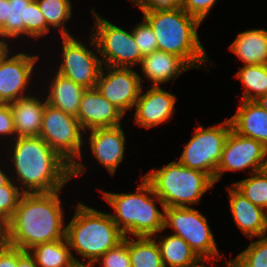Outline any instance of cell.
Listing matches in <instances>:
<instances>
[{"mask_svg":"<svg viewBox=\"0 0 267 267\" xmlns=\"http://www.w3.org/2000/svg\"><path fill=\"white\" fill-rule=\"evenodd\" d=\"M60 192L22 195L7 223L10 246L28 251L35 245L65 238L66 223Z\"/></svg>","mask_w":267,"mask_h":267,"instance_id":"1","label":"cell"},{"mask_svg":"<svg viewBox=\"0 0 267 267\" xmlns=\"http://www.w3.org/2000/svg\"><path fill=\"white\" fill-rule=\"evenodd\" d=\"M10 148V161L24 194L51 193L61 190L72 178V166L41 137L16 138ZM20 184V185H19Z\"/></svg>","mask_w":267,"mask_h":267,"instance_id":"2","label":"cell"},{"mask_svg":"<svg viewBox=\"0 0 267 267\" xmlns=\"http://www.w3.org/2000/svg\"><path fill=\"white\" fill-rule=\"evenodd\" d=\"M150 24L159 51L182 58L192 69L208 63L209 57L198 37L201 22L181 6L137 5Z\"/></svg>","mask_w":267,"mask_h":267,"instance_id":"3","label":"cell"},{"mask_svg":"<svg viewBox=\"0 0 267 267\" xmlns=\"http://www.w3.org/2000/svg\"><path fill=\"white\" fill-rule=\"evenodd\" d=\"M141 181L136 192L132 193L100 191L113 208L114 213H110V216L125 237L154 236L165 231V205L144 177ZM156 203H160L163 212L157 208Z\"/></svg>","mask_w":267,"mask_h":267,"instance_id":"4","label":"cell"},{"mask_svg":"<svg viewBox=\"0 0 267 267\" xmlns=\"http://www.w3.org/2000/svg\"><path fill=\"white\" fill-rule=\"evenodd\" d=\"M75 209L66 225L65 237L71 250L84 258L81 267H91L104 253L124 241L125 235L110 213L98 211L81 202Z\"/></svg>","mask_w":267,"mask_h":267,"instance_id":"5","label":"cell"},{"mask_svg":"<svg viewBox=\"0 0 267 267\" xmlns=\"http://www.w3.org/2000/svg\"><path fill=\"white\" fill-rule=\"evenodd\" d=\"M153 187L165 207H190L199 203L203 194L214 187V180L206 173L172 161L143 176Z\"/></svg>","mask_w":267,"mask_h":267,"instance_id":"6","label":"cell"},{"mask_svg":"<svg viewBox=\"0 0 267 267\" xmlns=\"http://www.w3.org/2000/svg\"><path fill=\"white\" fill-rule=\"evenodd\" d=\"M83 133L77 117L46 103L39 137L72 166V178L86 168L76 160H82Z\"/></svg>","mask_w":267,"mask_h":267,"instance_id":"7","label":"cell"},{"mask_svg":"<svg viewBox=\"0 0 267 267\" xmlns=\"http://www.w3.org/2000/svg\"><path fill=\"white\" fill-rule=\"evenodd\" d=\"M91 11L95 22L89 34L96 43L103 66L133 68L140 65L143 56L134 40L132 31L128 32L102 18L94 7Z\"/></svg>","mask_w":267,"mask_h":267,"instance_id":"8","label":"cell"},{"mask_svg":"<svg viewBox=\"0 0 267 267\" xmlns=\"http://www.w3.org/2000/svg\"><path fill=\"white\" fill-rule=\"evenodd\" d=\"M231 129L232 124L228 118L211 127L198 126L185 145L178 162L187 168L208 174L216 183V169Z\"/></svg>","mask_w":267,"mask_h":267,"instance_id":"9","label":"cell"},{"mask_svg":"<svg viewBox=\"0 0 267 267\" xmlns=\"http://www.w3.org/2000/svg\"><path fill=\"white\" fill-rule=\"evenodd\" d=\"M164 229L172 228L199 258H221L207 218L193 207H165Z\"/></svg>","mask_w":267,"mask_h":267,"instance_id":"10","label":"cell"},{"mask_svg":"<svg viewBox=\"0 0 267 267\" xmlns=\"http://www.w3.org/2000/svg\"><path fill=\"white\" fill-rule=\"evenodd\" d=\"M62 39V61L57 73L70 79L85 89L94 88L103 68L102 60L98 57L96 43L90 35L91 47L95 51L88 49L86 44L76 39L74 36H64Z\"/></svg>","mask_w":267,"mask_h":267,"instance_id":"11","label":"cell"},{"mask_svg":"<svg viewBox=\"0 0 267 267\" xmlns=\"http://www.w3.org/2000/svg\"><path fill=\"white\" fill-rule=\"evenodd\" d=\"M267 148L252 138L239 135L231 129L222 151L221 161L216 169V182L225 171L250 169V174L266 168Z\"/></svg>","mask_w":267,"mask_h":267,"instance_id":"12","label":"cell"},{"mask_svg":"<svg viewBox=\"0 0 267 267\" xmlns=\"http://www.w3.org/2000/svg\"><path fill=\"white\" fill-rule=\"evenodd\" d=\"M95 88L125 114L134 108L138 100L142 84V77L134 68L104 66Z\"/></svg>","mask_w":267,"mask_h":267,"instance_id":"13","label":"cell"},{"mask_svg":"<svg viewBox=\"0 0 267 267\" xmlns=\"http://www.w3.org/2000/svg\"><path fill=\"white\" fill-rule=\"evenodd\" d=\"M11 53L0 61V103H12L29 96L26 90L39 59V55L32 56L24 51L10 56Z\"/></svg>","mask_w":267,"mask_h":267,"instance_id":"14","label":"cell"},{"mask_svg":"<svg viewBox=\"0 0 267 267\" xmlns=\"http://www.w3.org/2000/svg\"><path fill=\"white\" fill-rule=\"evenodd\" d=\"M142 90L143 86L134 106V123L149 129L168 122L174 114L177 97L161 86H150L144 93Z\"/></svg>","mask_w":267,"mask_h":267,"instance_id":"15","label":"cell"},{"mask_svg":"<svg viewBox=\"0 0 267 267\" xmlns=\"http://www.w3.org/2000/svg\"><path fill=\"white\" fill-rule=\"evenodd\" d=\"M124 114L103 97L98 90L87 88L84 90L77 119L85 131L97 128H109L121 125Z\"/></svg>","mask_w":267,"mask_h":267,"instance_id":"16","label":"cell"},{"mask_svg":"<svg viewBox=\"0 0 267 267\" xmlns=\"http://www.w3.org/2000/svg\"><path fill=\"white\" fill-rule=\"evenodd\" d=\"M89 134L91 153L114 176L125 154L126 139L122 125L93 129Z\"/></svg>","mask_w":267,"mask_h":267,"instance_id":"17","label":"cell"},{"mask_svg":"<svg viewBox=\"0 0 267 267\" xmlns=\"http://www.w3.org/2000/svg\"><path fill=\"white\" fill-rule=\"evenodd\" d=\"M227 187L229 206L237 227L247 238L267 235V211L254 205L233 184Z\"/></svg>","mask_w":267,"mask_h":267,"instance_id":"18","label":"cell"},{"mask_svg":"<svg viewBox=\"0 0 267 267\" xmlns=\"http://www.w3.org/2000/svg\"><path fill=\"white\" fill-rule=\"evenodd\" d=\"M140 65L144 77L151 82L150 86L176 80L181 73L192 69L182 58L159 50L143 56Z\"/></svg>","mask_w":267,"mask_h":267,"instance_id":"19","label":"cell"},{"mask_svg":"<svg viewBox=\"0 0 267 267\" xmlns=\"http://www.w3.org/2000/svg\"><path fill=\"white\" fill-rule=\"evenodd\" d=\"M36 97L29 93V96L10 103L16 138L39 137L40 135L43 113L47 102L46 99L42 101L39 97Z\"/></svg>","mask_w":267,"mask_h":267,"instance_id":"20","label":"cell"},{"mask_svg":"<svg viewBox=\"0 0 267 267\" xmlns=\"http://www.w3.org/2000/svg\"><path fill=\"white\" fill-rule=\"evenodd\" d=\"M229 119L236 133L255 139L267 148V111L255 101L242 100Z\"/></svg>","mask_w":267,"mask_h":267,"instance_id":"21","label":"cell"},{"mask_svg":"<svg viewBox=\"0 0 267 267\" xmlns=\"http://www.w3.org/2000/svg\"><path fill=\"white\" fill-rule=\"evenodd\" d=\"M229 49L244 65H267V29L240 32Z\"/></svg>","mask_w":267,"mask_h":267,"instance_id":"22","label":"cell"},{"mask_svg":"<svg viewBox=\"0 0 267 267\" xmlns=\"http://www.w3.org/2000/svg\"><path fill=\"white\" fill-rule=\"evenodd\" d=\"M50 86V87H49ZM48 86L46 102L64 113L77 117L80 100L85 88L55 72Z\"/></svg>","mask_w":267,"mask_h":267,"instance_id":"23","label":"cell"},{"mask_svg":"<svg viewBox=\"0 0 267 267\" xmlns=\"http://www.w3.org/2000/svg\"><path fill=\"white\" fill-rule=\"evenodd\" d=\"M28 251L38 267H81V261L74 257L66 237L35 245Z\"/></svg>","mask_w":267,"mask_h":267,"instance_id":"24","label":"cell"},{"mask_svg":"<svg viewBox=\"0 0 267 267\" xmlns=\"http://www.w3.org/2000/svg\"><path fill=\"white\" fill-rule=\"evenodd\" d=\"M157 236L156 234L152 237L157 242L164 267H188L200 259L183 238L169 234L160 235L158 240Z\"/></svg>","mask_w":267,"mask_h":267,"instance_id":"25","label":"cell"},{"mask_svg":"<svg viewBox=\"0 0 267 267\" xmlns=\"http://www.w3.org/2000/svg\"><path fill=\"white\" fill-rule=\"evenodd\" d=\"M135 238H129L131 267H164L156 240L152 236Z\"/></svg>","mask_w":267,"mask_h":267,"instance_id":"26","label":"cell"},{"mask_svg":"<svg viewBox=\"0 0 267 267\" xmlns=\"http://www.w3.org/2000/svg\"><path fill=\"white\" fill-rule=\"evenodd\" d=\"M235 76L244 88L241 101H255L267 94V65H244Z\"/></svg>","mask_w":267,"mask_h":267,"instance_id":"27","label":"cell"},{"mask_svg":"<svg viewBox=\"0 0 267 267\" xmlns=\"http://www.w3.org/2000/svg\"><path fill=\"white\" fill-rule=\"evenodd\" d=\"M31 1L8 0V17L5 24L0 28V36L3 39L27 36L29 3Z\"/></svg>","mask_w":267,"mask_h":267,"instance_id":"28","label":"cell"},{"mask_svg":"<svg viewBox=\"0 0 267 267\" xmlns=\"http://www.w3.org/2000/svg\"><path fill=\"white\" fill-rule=\"evenodd\" d=\"M47 25L58 29L60 36H73L67 30L65 22L72 17L70 0H36Z\"/></svg>","mask_w":267,"mask_h":267,"instance_id":"29","label":"cell"},{"mask_svg":"<svg viewBox=\"0 0 267 267\" xmlns=\"http://www.w3.org/2000/svg\"><path fill=\"white\" fill-rule=\"evenodd\" d=\"M242 194L257 205L267 211V170L266 168L253 172L251 177L232 183Z\"/></svg>","mask_w":267,"mask_h":267,"instance_id":"30","label":"cell"},{"mask_svg":"<svg viewBox=\"0 0 267 267\" xmlns=\"http://www.w3.org/2000/svg\"><path fill=\"white\" fill-rule=\"evenodd\" d=\"M259 238L234 258L241 267H267V235Z\"/></svg>","mask_w":267,"mask_h":267,"instance_id":"31","label":"cell"},{"mask_svg":"<svg viewBox=\"0 0 267 267\" xmlns=\"http://www.w3.org/2000/svg\"><path fill=\"white\" fill-rule=\"evenodd\" d=\"M23 194L12 179L6 185L0 187V219L9 222Z\"/></svg>","mask_w":267,"mask_h":267,"instance_id":"32","label":"cell"},{"mask_svg":"<svg viewBox=\"0 0 267 267\" xmlns=\"http://www.w3.org/2000/svg\"><path fill=\"white\" fill-rule=\"evenodd\" d=\"M97 263L102 267H131L129 237H125L118 246L104 253L91 267H95Z\"/></svg>","mask_w":267,"mask_h":267,"instance_id":"33","label":"cell"},{"mask_svg":"<svg viewBox=\"0 0 267 267\" xmlns=\"http://www.w3.org/2000/svg\"><path fill=\"white\" fill-rule=\"evenodd\" d=\"M132 34L142 56L158 50L154 31L144 18L138 25L135 24Z\"/></svg>","mask_w":267,"mask_h":267,"instance_id":"34","label":"cell"},{"mask_svg":"<svg viewBox=\"0 0 267 267\" xmlns=\"http://www.w3.org/2000/svg\"><path fill=\"white\" fill-rule=\"evenodd\" d=\"M50 27L47 25L44 15L41 13L36 0L29 3V15L27 22V36L33 39H40L50 32Z\"/></svg>","mask_w":267,"mask_h":267,"instance_id":"35","label":"cell"},{"mask_svg":"<svg viewBox=\"0 0 267 267\" xmlns=\"http://www.w3.org/2000/svg\"><path fill=\"white\" fill-rule=\"evenodd\" d=\"M217 0H184L180 5L189 15L201 23L207 17Z\"/></svg>","mask_w":267,"mask_h":267,"instance_id":"36","label":"cell"},{"mask_svg":"<svg viewBox=\"0 0 267 267\" xmlns=\"http://www.w3.org/2000/svg\"><path fill=\"white\" fill-rule=\"evenodd\" d=\"M3 136H13L11 140L16 139L10 103H0V139Z\"/></svg>","mask_w":267,"mask_h":267,"instance_id":"37","label":"cell"},{"mask_svg":"<svg viewBox=\"0 0 267 267\" xmlns=\"http://www.w3.org/2000/svg\"><path fill=\"white\" fill-rule=\"evenodd\" d=\"M18 266V248L9 244L0 250V267Z\"/></svg>","mask_w":267,"mask_h":267,"instance_id":"38","label":"cell"},{"mask_svg":"<svg viewBox=\"0 0 267 267\" xmlns=\"http://www.w3.org/2000/svg\"><path fill=\"white\" fill-rule=\"evenodd\" d=\"M134 5L180 6L184 0H130Z\"/></svg>","mask_w":267,"mask_h":267,"instance_id":"39","label":"cell"},{"mask_svg":"<svg viewBox=\"0 0 267 267\" xmlns=\"http://www.w3.org/2000/svg\"><path fill=\"white\" fill-rule=\"evenodd\" d=\"M17 267H38L34 257L29 251H23L18 248V266Z\"/></svg>","mask_w":267,"mask_h":267,"instance_id":"40","label":"cell"},{"mask_svg":"<svg viewBox=\"0 0 267 267\" xmlns=\"http://www.w3.org/2000/svg\"><path fill=\"white\" fill-rule=\"evenodd\" d=\"M8 245V228L7 222L0 219V250Z\"/></svg>","mask_w":267,"mask_h":267,"instance_id":"41","label":"cell"},{"mask_svg":"<svg viewBox=\"0 0 267 267\" xmlns=\"http://www.w3.org/2000/svg\"><path fill=\"white\" fill-rule=\"evenodd\" d=\"M8 17V0H0V28L5 24Z\"/></svg>","mask_w":267,"mask_h":267,"instance_id":"42","label":"cell"},{"mask_svg":"<svg viewBox=\"0 0 267 267\" xmlns=\"http://www.w3.org/2000/svg\"><path fill=\"white\" fill-rule=\"evenodd\" d=\"M8 48H10L8 41L0 36V61L5 57L7 53H9L10 50Z\"/></svg>","mask_w":267,"mask_h":267,"instance_id":"43","label":"cell"},{"mask_svg":"<svg viewBox=\"0 0 267 267\" xmlns=\"http://www.w3.org/2000/svg\"><path fill=\"white\" fill-rule=\"evenodd\" d=\"M218 259H221V258H213V259L200 258L195 264L188 266V267H208V265L204 264L205 262L212 263L214 265L215 261H217Z\"/></svg>","mask_w":267,"mask_h":267,"instance_id":"44","label":"cell"},{"mask_svg":"<svg viewBox=\"0 0 267 267\" xmlns=\"http://www.w3.org/2000/svg\"><path fill=\"white\" fill-rule=\"evenodd\" d=\"M255 102L262 107L264 110L267 111V94L259 96Z\"/></svg>","mask_w":267,"mask_h":267,"instance_id":"45","label":"cell"},{"mask_svg":"<svg viewBox=\"0 0 267 267\" xmlns=\"http://www.w3.org/2000/svg\"><path fill=\"white\" fill-rule=\"evenodd\" d=\"M10 180L11 178L8 176V174L5 173V171L0 167V187L6 185Z\"/></svg>","mask_w":267,"mask_h":267,"instance_id":"46","label":"cell"},{"mask_svg":"<svg viewBox=\"0 0 267 267\" xmlns=\"http://www.w3.org/2000/svg\"><path fill=\"white\" fill-rule=\"evenodd\" d=\"M226 266L225 267H241L236 260L233 258L232 260H228L227 263H225Z\"/></svg>","mask_w":267,"mask_h":267,"instance_id":"47","label":"cell"}]
</instances>
